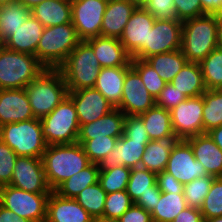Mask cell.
I'll list each match as a JSON object with an SVG mask.
<instances>
[{
    "mask_svg": "<svg viewBox=\"0 0 222 222\" xmlns=\"http://www.w3.org/2000/svg\"><path fill=\"white\" fill-rule=\"evenodd\" d=\"M134 3L136 6H143L148 0H129Z\"/></svg>",
    "mask_w": 222,
    "mask_h": 222,
    "instance_id": "61",
    "label": "cell"
},
{
    "mask_svg": "<svg viewBox=\"0 0 222 222\" xmlns=\"http://www.w3.org/2000/svg\"><path fill=\"white\" fill-rule=\"evenodd\" d=\"M155 105V99L145 88L139 74L131 67L123 84L120 105L117 107L126 116H138Z\"/></svg>",
    "mask_w": 222,
    "mask_h": 222,
    "instance_id": "15",
    "label": "cell"
},
{
    "mask_svg": "<svg viewBox=\"0 0 222 222\" xmlns=\"http://www.w3.org/2000/svg\"><path fill=\"white\" fill-rule=\"evenodd\" d=\"M175 14L178 20L185 21L207 14L202 9L200 0H173Z\"/></svg>",
    "mask_w": 222,
    "mask_h": 222,
    "instance_id": "47",
    "label": "cell"
},
{
    "mask_svg": "<svg viewBox=\"0 0 222 222\" xmlns=\"http://www.w3.org/2000/svg\"><path fill=\"white\" fill-rule=\"evenodd\" d=\"M9 185L32 193H51L41 158L18 156Z\"/></svg>",
    "mask_w": 222,
    "mask_h": 222,
    "instance_id": "13",
    "label": "cell"
},
{
    "mask_svg": "<svg viewBox=\"0 0 222 222\" xmlns=\"http://www.w3.org/2000/svg\"><path fill=\"white\" fill-rule=\"evenodd\" d=\"M31 14L44 27L72 23L71 0H45L31 8Z\"/></svg>",
    "mask_w": 222,
    "mask_h": 222,
    "instance_id": "27",
    "label": "cell"
},
{
    "mask_svg": "<svg viewBox=\"0 0 222 222\" xmlns=\"http://www.w3.org/2000/svg\"><path fill=\"white\" fill-rule=\"evenodd\" d=\"M203 108V133L222 125V89L206 90L202 95Z\"/></svg>",
    "mask_w": 222,
    "mask_h": 222,
    "instance_id": "36",
    "label": "cell"
},
{
    "mask_svg": "<svg viewBox=\"0 0 222 222\" xmlns=\"http://www.w3.org/2000/svg\"><path fill=\"white\" fill-rule=\"evenodd\" d=\"M218 47L222 49V17H217Z\"/></svg>",
    "mask_w": 222,
    "mask_h": 222,
    "instance_id": "57",
    "label": "cell"
},
{
    "mask_svg": "<svg viewBox=\"0 0 222 222\" xmlns=\"http://www.w3.org/2000/svg\"><path fill=\"white\" fill-rule=\"evenodd\" d=\"M160 196L161 191H149L146 194L141 195L135 204L151 213L154 210L156 203L159 202Z\"/></svg>",
    "mask_w": 222,
    "mask_h": 222,
    "instance_id": "52",
    "label": "cell"
},
{
    "mask_svg": "<svg viewBox=\"0 0 222 222\" xmlns=\"http://www.w3.org/2000/svg\"><path fill=\"white\" fill-rule=\"evenodd\" d=\"M0 222H31L25 218H21L19 215L3 207L0 204Z\"/></svg>",
    "mask_w": 222,
    "mask_h": 222,
    "instance_id": "54",
    "label": "cell"
},
{
    "mask_svg": "<svg viewBox=\"0 0 222 222\" xmlns=\"http://www.w3.org/2000/svg\"><path fill=\"white\" fill-rule=\"evenodd\" d=\"M178 140H151L145 147L141 159V168L156 174L166 169L173 145Z\"/></svg>",
    "mask_w": 222,
    "mask_h": 222,
    "instance_id": "31",
    "label": "cell"
},
{
    "mask_svg": "<svg viewBox=\"0 0 222 222\" xmlns=\"http://www.w3.org/2000/svg\"><path fill=\"white\" fill-rule=\"evenodd\" d=\"M182 21L155 20L148 36V57L181 49Z\"/></svg>",
    "mask_w": 222,
    "mask_h": 222,
    "instance_id": "17",
    "label": "cell"
},
{
    "mask_svg": "<svg viewBox=\"0 0 222 222\" xmlns=\"http://www.w3.org/2000/svg\"><path fill=\"white\" fill-rule=\"evenodd\" d=\"M44 26L30 14L23 25L3 44L15 52L28 53L36 56L38 42L43 34Z\"/></svg>",
    "mask_w": 222,
    "mask_h": 222,
    "instance_id": "25",
    "label": "cell"
},
{
    "mask_svg": "<svg viewBox=\"0 0 222 222\" xmlns=\"http://www.w3.org/2000/svg\"><path fill=\"white\" fill-rule=\"evenodd\" d=\"M203 96L190 97L170 110L172 128L176 139L187 138L203 133Z\"/></svg>",
    "mask_w": 222,
    "mask_h": 222,
    "instance_id": "11",
    "label": "cell"
},
{
    "mask_svg": "<svg viewBox=\"0 0 222 222\" xmlns=\"http://www.w3.org/2000/svg\"><path fill=\"white\" fill-rule=\"evenodd\" d=\"M67 96L74 103L80 126L92 123L114 109L95 88L68 91Z\"/></svg>",
    "mask_w": 222,
    "mask_h": 222,
    "instance_id": "16",
    "label": "cell"
},
{
    "mask_svg": "<svg viewBox=\"0 0 222 222\" xmlns=\"http://www.w3.org/2000/svg\"><path fill=\"white\" fill-rule=\"evenodd\" d=\"M35 118L25 88L0 89V123L2 125Z\"/></svg>",
    "mask_w": 222,
    "mask_h": 222,
    "instance_id": "19",
    "label": "cell"
},
{
    "mask_svg": "<svg viewBox=\"0 0 222 222\" xmlns=\"http://www.w3.org/2000/svg\"><path fill=\"white\" fill-rule=\"evenodd\" d=\"M50 193H32L11 185L0 187V204L31 222H45Z\"/></svg>",
    "mask_w": 222,
    "mask_h": 222,
    "instance_id": "9",
    "label": "cell"
},
{
    "mask_svg": "<svg viewBox=\"0 0 222 222\" xmlns=\"http://www.w3.org/2000/svg\"><path fill=\"white\" fill-rule=\"evenodd\" d=\"M156 182L161 192L184 194V185L165 170L157 173Z\"/></svg>",
    "mask_w": 222,
    "mask_h": 222,
    "instance_id": "50",
    "label": "cell"
},
{
    "mask_svg": "<svg viewBox=\"0 0 222 222\" xmlns=\"http://www.w3.org/2000/svg\"><path fill=\"white\" fill-rule=\"evenodd\" d=\"M133 204L134 202L126 190L108 193L104 204L103 216L119 219Z\"/></svg>",
    "mask_w": 222,
    "mask_h": 222,
    "instance_id": "44",
    "label": "cell"
},
{
    "mask_svg": "<svg viewBox=\"0 0 222 222\" xmlns=\"http://www.w3.org/2000/svg\"><path fill=\"white\" fill-rule=\"evenodd\" d=\"M94 218L73 198L52 191L47 202L45 222H93Z\"/></svg>",
    "mask_w": 222,
    "mask_h": 222,
    "instance_id": "21",
    "label": "cell"
},
{
    "mask_svg": "<svg viewBox=\"0 0 222 222\" xmlns=\"http://www.w3.org/2000/svg\"><path fill=\"white\" fill-rule=\"evenodd\" d=\"M203 222H222V216L212 217V218H204Z\"/></svg>",
    "mask_w": 222,
    "mask_h": 222,
    "instance_id": "60",
    "label": "cell"
},
{
    "mask_svg": "<svg viewBox=\"0 0 222 222\" xmlns=\"http://www.w3.org/2000/svg\"><path fill=\"white\" fill-rule=\"evenodd\" d=\"M31 14V9L21 1L15 0L0 5V38L3 45L26 21Z\"/></svg>",
    "mask_w": 222,
    "mask_h": 222,
    "instance_id": "30",
    "label": "cell"
},
{
    "mask_svg": "<svg viewBox=\"0 0 222 222\" xmlns=\"http://www.w3.org/2000/svg\"><path fill=\"white\" fill-rule=\"evenodd\" d=\"M46 68L36 56L0 46V89H22Z\"/></svg>",
    "mask_w": 222,
    "mask_h": 222,
    "instance_id": "5",
    "label": "cell"
},
{
    "mask_svg": "<svg viewBox=\"0 0 222 222\" xmlns=\"http://www.w3.org/2000/svg\"><path fill=\"white\" fill-rule=\"evenodd\" d=\"M215 144L222 150V125L207 132Z\"/></svg>",
    "mask_w": 222,
    "mask_h": 222,
    "instance_id": "56",
    "label": "cell"
},
{
    "mask_svg": "<svg viewBox=\"0 0 222 222\" xmlns=\"http://www.w3.org/2000/svg\"><path fill=\"white\" fill-rule=\"evenodd\" d=\"M186 207L184 194L161 192L159 202L151 212L153 222H172Z\"/></svg>",
    "mask_w": 222,
    "mask_h": 222,
    "instance_id": "34",
    "label": "cell"
},
{
    "mask_svg": "<svg viewBox=\"0 0 222 222\" xmlns=\"http://www.w3.org/2000/svg\"><path fill=\"white\" fill-rule=\"evenodd\" d=\"M145 61L166 83H170L186 64L187 59L179 49L152 55L146 58Z\"/></svg>",
    "mask_w": 222,
    "mask_h": 222,
    "instance_id": "32",
    "label": "cell"
},
{
    "mask_svg": "<svg viewBox=\"0 0 222 222\" xmlns=\"http://www.w3.org/2000/svg\"><path fill=\"white\" fill-rule=\"evenodd\" d=\"M93 222H120L119 219H115V218H107V217H98V218H95L93 220Z\"/></svg>",
    "mask_w": 222,
    "mask_h": 222,
    "instance_id": "59",
    "label": "cell"
},
{
    "mask_svg": "<svg viewBox=\"0 0 222 222\" xmlns=\"http://www.w3.org/2000/svg\"><path fill=\"white\" fill-rule=\"evenodd\" d=\"M3 125L0 123V142H2Z\"/></svg>",
    "mask_w": 222,
    "mask_h": 222,
    "instance_id": "64",
    "label": "cell"
},
{
    "mask_svg": "<svg viewBox=\"0 0 222 222\" xmlns=\"http://www.w3.org/2000/svg\"><path fill=\"white\" fill-rule=\"evenodd\" d=\"M131 168L118 166L109 170H99L98 182L105 192L112 193L126 190Z\"/></svg>",
    "mask_w": 222,
    "mask_h": 222,
    "instance_id": "39",
    "label": "cell"
},
{
    "mask_svg": "<svg viewBox=\"0 0 222 222\" xmlns=\"http://www.w3.org/2000/svg\"><path fill=\"white\" fill-rule=\"evenodd\" d=\"M186 99L187 97L183 93H180L177 89H175L171 83H167L155 99V104L170 111Z\"/></svg>",
    "mask_w": 222,
    "mask_h": 222,
    "instance_id": "48",
    "label": "cell"
},
{
    "mask_svg": "<svg viewBox=\"0 0 222 222\" xmlns=\"http://www.w3.org/2000/svg\"><path fill=\"white\" fill-rule=\"evenodd\" d=\"M12 1H15V0H0V5L7 4V3H10Z\"/></svg>",
    "mask_w": 222,
    "mask_h": 222,
    "instance_id": "62",
    "label": "cell"
},
{
    "mask_svg": "<svg viewBox=\"0 0 222 222\" xmlns=\"http://www.w3.org/2000/svg\"><path fill=\"white\" fill-rule=\"evenodd\" d=\"M215 15L216 17H222V6Z\"/></svg>",
    "mask_w": 222,
    "mask_h": 222,
    "instance_id": "63",
    "label": "cell"
},
{
    "mask_svg": "<svg viewBox=\"0 0 222 222\" xmlns=\"http://www.w3.org/2000/svg\"><path fill=\"white\" fill-rule=\"evenodd\" d=\"M117 139L119 138L104 136L94 139H77V142L81 144L90 163L99 164L112 151Z\"/></svg>",
    "mask_w": 222,
    "mask_h": 222,
    "instance_id": "42",
    "label": "cell"
},
{
    "mask_svg": "<svg viewBox=\"0 0 222 222\" xmlns=\"http://www.w3.org/2000/svg\"><path fill=\"white\" fill-rule=\"evenodd\" d=\"M100 64L92 47L82 40L58 68L68 91L94 88L100 72Z\"/></svg>",
    "mask_w": 222,
    "mask_h": 222,
    "instance_id": "6",
    "label": "cell"
},
{
    "mask_svg": "<svg viewBox=\"0 0 222 222\" xmlns=\"http://www.w3.org/2000/svg\"><path fill=\"white\" fill-rule=\"evenodd\" d=\"M148 142L150 141L133 140L123 134L117 139L112 151L99 162V170H109L120 165L129 168L140 167Z\"/></svg>",
    "mask_w": 222,
    "mask_h": 222,
    "instance_id": "18",
    "label": "cell"
},
{
    "mask_svg": "<svg viewBox=\"0 0 222 222\" xmlns=\"http://www.w3.org/2000/svg\"><path fill=\"white\" fill-rule=\"evenodd\" d=\"M170 83L187 98L203 95L207 90L201 66L196 62H186Z\"/></svg>",
    "mask_w": 222,
    "mask_h": 222,
    "instance_id": "29",
    "label": "cell"
},
{
    "mask_svg": "<svg viewBox=\"0 0 222 222\" xmlns=\"http://www.w3.org/2000/svg\"><path fill=\"white\" fill-rule=\"evenodd\" d=\"M207 90L222 89V49L217 47L200 63Z\"/></svg>",
    "mask_w": 222,
    "mask_h": 222,
    "instance_id": "37",
    "label": "cell"
},
{
    "mask_svg": "<svg viewBox=\"0 0 222 222\" xmlns=\"http://www.w3.org/2000/svg\"><path fill=\"white\" fill-rule=\"evenodd\" d=\"M138 116L142 119L150 140H178L172 128L169 110L155 104Z\"/></svg>",
    "mask_w": 222,
    "mask_h": 222,
    "instance_id": "28",
    "label": "cell"
},
{
    "mask_svg": "<svg viewBox=\"0 0 222 222\" xmlns=\"http://www.w3.org/2000/svg\"><path fill=\"white\" fill-rule=\"evenodd\" d=\"M40 120L47 146L77 142L80 125L74 103L68 96Z\"/></svg>",
    "mask_w": 222,
    "mask_h": 222,
    "instance_id": "7",
    "label": "cell"
},
{
    "mask_svg": "<svg viewBox=\"0 0 222 222\" xmlns=\"http://www.w3.org/2000/svg\"><path fill=\"white\" fill-rule=\"evenodd\" d=\"M165 171L183 185L207 175L203 165L195 160L192 147L186 140H178L173 145Z\"/></svg>",
    "mask_w": 222,
    "mask_h": 222,
    "instance_id": "14",
    "label": "cell"
},
{
    "mask_svg": "<svg viewBox=\"0 0 222 222\" xmlns=\"http://www.w3.org/2000/svg\"><path fill=\"white\" fill-rule=\"evenodd\" d=\"M123 134L137 141H151L139 116H126L124 120Z\"/></svg>",
    "mask_w": 222,
    "mask_h": 222,
    "instance_id": "49",
    "label": "cell"
},
{
    "mask_svg": "<svg viewBox=\"0 0 222 222\" xmlns=\"http://www.w3.org/2000/svg\"><path fill=\"white\" fill-rule=\"evenodd\" d=\"M120 222H153L152 215L135 203L119 218Z\"/></svg>",
    "mask_w": 222,
    "mask_h": 222,
    "instance_id": "51",
    "label": "cell"
},
{
    "mask_svg": "<svg viewBox=\"0 0 222 222\" xmlns=\"http://www.w3.org/2000/svg\"><path fill=\"white\" fill-rule=\"evenodd\" d=\"M200 212L203 218L222 216V177L214 178Z\"/></svg>",
    "mask_w": 222,
    "mask_h": 222,
    "instance_id": "43",
    "label": "cell"
},
{
    "mask_svg": "<svg viewBox=\"0 0 222 222\" xmlns=\"http://www.w3.org/2000/svg\"><path fill=\"white\" fill-rule=\"evenodd\" d=\"M154 22V17L143 6H137L132 12L119 38L132 58H148V36Z\"/></svg>",
    "mask_w": 222,
    "mask_h": 222,
    "instance_id": "10",
    "label": "cell"
},
{
    "mask_svg": "<svg viewBox=\"0 0 222 222\" xmlns=\"http://www.w3.org/2000/svg\"><path fill=\"white\" fill-rule=\"evenodd\" d=\"M107 3L105 0H71L72 24L81 40L101 36Z\"/></svg>",
    "mask_w": 222,
    "mask_h": 222,
    "instance_id": "12",
    "label": "cell"
},
{
    "mask_svg": "<svg viewBox=\"0 0 222 222\" xmlns=\"http://www.w3.org/2000/svg\"><path fill=\"white\" fill-rule=\"evenodd\" d=\"M131 67H103L100 69L95 89L98 90L114 108L120 105L126 72Z\"/></svg>",
    "mask_w": 222,
    "mask_h": 222,
    "instance_id": "26",
    "label": "cell"
},
{
    "mask_svg": "<svg viewBox=\"0 0 222 222\" xmlns=\"http://www.w3.org/2000/svg\"><path fill=\"white\" fill-rule=\"evenodd\" d=\"M93 49L100 67H131L132 57L117 38L97 36L85 40Z\"/></svg>",
    "mask_w": 222,
    "mask_h": 222,
    "instance_id": "20",
    "label": "cell"
},
{
    "mask_svg": "<svg viewBox=\"0 0 222 222\" xmlns=\"http://www.w3.org/2000/svg\"><path fill=\"white\" fill-rule=\"evenodd\" d=\"M17 154L5 143L0 142V187L9 185Z\"/></svg>",
    "mask_w": 222,
    "mask_h": 222,
    "instance_id": "45",
    "label": "cell"
},
{
    "mask_svg": "<svg viewBox=\"0 0 222 222\" xmlns=\"http://www.w3.org/2000/svg\"><path fill=\"white\" fill-rule=\"evenodd\" d=\"M131 67L139 74L151 96L156 99L167 83L145 60L132 58Z\"/></svg>",
    "mask_w": 222,
    "mask_h": 222,
    "instance_id": "40",
    "label": "cell"
},
{
    "mask_svg": "<svg viewBox=\"0 0 222 222\" xmlns=\"http://www.w3.org/2000/svg\"><path fill=\"white\" fill-rule=\"evenodd\" d=\"M202 9L207 14H216L222 6V0H200Z\"/></svg>",
    "mask_w": 222,
    "mask_h": 222,
    "instance_id": "55",
    "label": "cell"
},
{
    "mask_svg": "<svg viewBox=\"0 0 222 222\" xmlns=\"http://www.w3.org/2000/svg\"><path fill=\"white\" fill-rule=\"evenodd\" d=\"M186 141L191 145L195 160L199 161L207 175L222 177V150L208 133H202Z\"/></svg>",
    "mask_w": 222,
    "mask_h": 222,
    "instance_id": "22",
    "label": "cell"
},
{
    "mask_svg": "<svg viewBox=\"0 0 222 222\" xmlns=\"http://www.w3.org/2000/svg\"><path fill=\"white\" fill-rule=\"evenodd\" d=\"M126 115L114 108L98 120L80 126L78 139H94L104 136L120 138L123 135Z\"/></svg>",
    "mask_w": 222,
    "mask_h": 222,
    "instance_id": "24",
    "label": "cell"
},
{
    "mask_svg": "<svg viewBox=\"0 0 222 222\" xmlns=\"http://www.w3.org/2000/svg\"><path fill=\"white\" fill-rule=\"evenodd\" d=\"M107 193L99 182L84 188L74 199L95 219L103 216Z\"/></svg>",
    "mask_w": 222,
    "mask_h": 222,
    "instance_id": "38",
    "label": "cell"
},
{
    "mask_svg": "<svg viewBox=\"0 0 222 222\" xmlns=\"http://www.w3.org/2000/svg\"><path fill=\"white\" fill-rule=\"evenodd\" d=\"M203 220L200 209L187 206L172 222H203Z\"/></svg>",
    "mask_w": 222,
    "mask_h": 222,
    "instance_id": "53",
    "label": "cell"
},
{
    "mask_svg": "<svg viewBox=\"0 0 222 222\" xmlns=\"http://www.w3.org/2000/svg\"><path fill=\"white\" fill-rule=\"evenodd\" d=\"M21 1L26 7L30 9L33 8L35 5L45 1V0H18Z\"/></svg>",
    "mask_w": 222,
    "mask_h": 222,
    "instance_id": "58",
    "label": "cell"
},
{
    "mask_svg": "<svg viewBox=\"0 0 222 222\" xmlns=\"http://www.w3.org/2000/svg\"><path fill=\"white\" fill-rule=\"evenodd\" d=\"M214 178L204 175L184 185L183 193L188 207L198 209L202 207Z\"/></svg>",
    "mask_w": 222,
    "mask_h": 222,
    "instance_id": "41",
    "label": "cell"
},
{
    "mask_svg": "<svg viewBox=\"0 0 222 222\" xmlns=\"http://www.w3.org/2000/svg\"><path fill=\"white\" fill-rule=\"evenodd\" d=\"M35 118L51 113L68 95L67 85L58 69H46L25 87Z\"/></svg>",
    "mask_w": 222,
    "mask_h": 222,
    "instance_id": "4",
    "label": "cell"
},
{
    "mask_svg": "<svg viewBox=\"0 0 222 222\" xmlns=\"http://www.w3.org/2000/svg\"><path fill=\"white\" fill-rule=\"evenodd\" d=\"M143 7L155 20L177 19L173 0H148Z\"/></svg>",
    "mask_w": 222,
    "mask_h": 222,
    "instance_id": "46",
    "label": "cell"
},
{
    "mask_svg": "<svg viewBox=\"0 0 222 222\" xmlns=\"http://www.w3.org/2000/svg\"><path fill=\"white\" fill-rule=\"evenodd\" d=\"M157 174L145 168H131L126 191L135 203L141 195L149 191H160L157 185Z\"/></svg>",
    "mask_w": 222,
    "mask_h": 222,
    "instance_id": "35",
    "label": "cell"
},
{
    "mask_svg": "<svg viewBox=\"0 0 222 222\" xmlns=\"http://www.w3.org/2000/svg\"><path fill=\"white\" fill-rule=\"evenodd\" d=\"M41 159L47 183L52 191L90 164L88 156L78 142L49 145Z\"/></svg>",
    "mask_w": 222,
    "mask_h": 222,
    "instance_id": "1",
    "label": "cell"
},
{
    "mask_svg": "<svg viewBox=\"0 0 222 222\" xmlns=\"http://www.w3.org/2000/svg\"><path fill=\"white\" fill-rule=\"evenodd\" d=\"M218 47L215 14H204L182 22L181 51L187 62L200 63Z\"/></svg>",
    "mask_w": 222,
    "mask_h": 222,
    "instance_id": "2",
    "label": "cell"
},
{
    "mask_svg": "<svg viewBox=\"0 0 222 222\" xmlns=\"http://www.w3.org/2000/svg\"><path fill=\"white\" fill-rule=\"evenodd\" d=\"M81 41L72 23L45 27L36 57L46 69H58Z\"/></svg>",
    "mask_w": 222,
    "mask_h": 222,
    "instance_id": "3",
    "label": "cell"
},
{
    "mask_svg": "<svg viewBox=\"0 0 222 222\" xmlns=\"http://www.w3.org/2000/svg\"><path fill=\"white\" fill-rule=\"evenodd\" d=\"M136 7L129 0L108 2L102 19L101 36L119 39Z\"/></svg>",
    "mask_w": 222,
    "mask_h": 222,
    "instance_id": "23",
    "label": "cell"
},
{
    "mask_svg": "<svg viewBox=\"0 0 222 222\" xmlns=\"http://www.w3.org/2000/svg\"><path fill=\"white\" fill-rule=\"evenodd\" d=\"M98 164L90 163L78 173L61 183L54 192L64 198H75L84 188L98 182Z\"/></svg>",
    "mask_w": 222,
    "mask_h": 222,
    "instance_id": "33",
    "label": "cell"
},
{
    "mask_svg": "<svg viewBox=\"0 0 222 222\" xmlns=\"http://www.w3.org/2000/svg\"><path fill=\"white\" fill-rule=\"evenodd\" d=\"M2 142L17 156L34 158H42L47 147L39 118L3 125Z\"/></svg>",
    "mask_w": 222,
    "mask_h": 222,
    "instance_id": "8",
    "label": "cell"
}]
</instances>
